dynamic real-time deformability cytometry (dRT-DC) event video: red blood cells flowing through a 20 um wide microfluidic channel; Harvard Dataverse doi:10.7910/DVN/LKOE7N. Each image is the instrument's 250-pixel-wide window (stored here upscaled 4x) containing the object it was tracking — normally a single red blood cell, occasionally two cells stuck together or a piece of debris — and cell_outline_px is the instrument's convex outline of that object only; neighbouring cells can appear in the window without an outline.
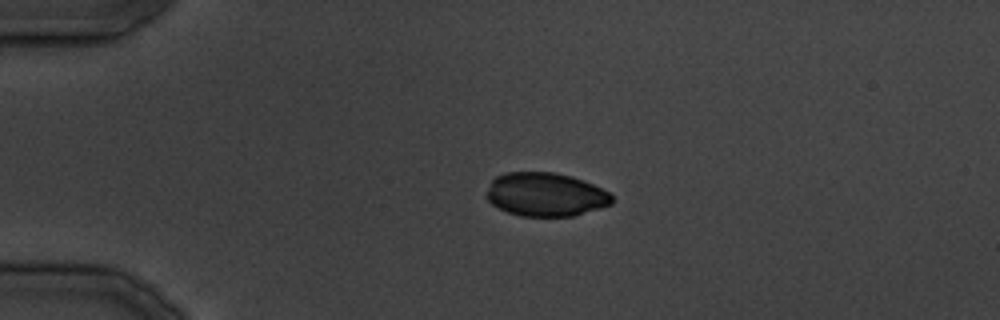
{"species": "common noctule bat (a hibernating species)", "species_latin": "Nyctalus noctula", "temperature_condition": "cold", "stored_images_in_passage": 29, "camera_frame_rate_fps": 3000, "um_per_image_px": 0.085, "animal": {"sex": "male", "body_mass_g": 19.5, "forearm_length_mm": 54.6}, "frame": {"image": 1, "passage_image": 1, "time_ms": 0.0, "image_size_px": [1000, 320], "cell_outline_px": [[612, 204], [600, 208], [572, 216], [520, 216], [508, 212], [492, 204], [484, 196], [492, 180], [496, 176], [504, 172], [556, 172], [572, 176], [584, 180], [608, 192], [612, 196]], "centroid_in_image_um": [46.35, 16.52], "position_along_channel_um": 38.7, "area_um2": 31.96}}
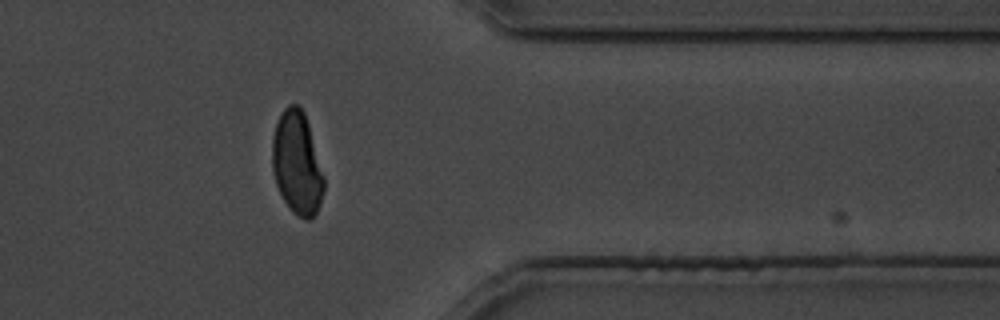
{"frame": {"image": 2, "passage_image": 22, "time_ms": 26.0, "image_size_px": [1000, 320], "cell_outline_px": [[324, 192], [320, 204], [312, 220], [304, 220], [296, 216], [288, 208], [276, 184], [272, 168], [272, 136], [276, 124], [284, 108], [288, 104], [296, 104], [304, 112], [308, 124], [324, 176]], "centroid_in_image_um": [25.24, 13.92], "position_along_channel_um": 386.2, "area_um2": 31.1}}
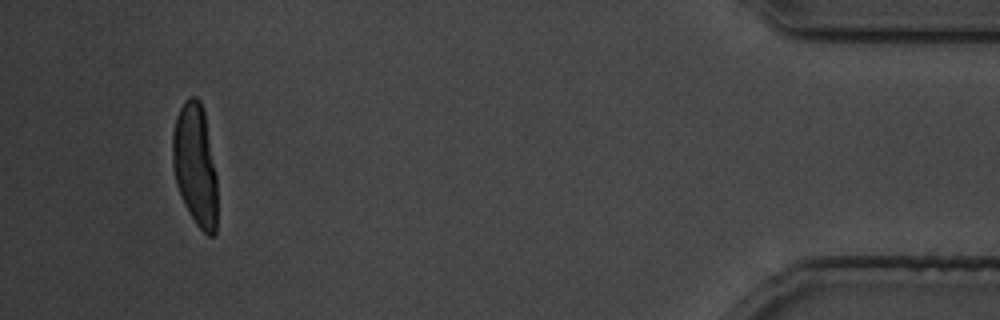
{"frame": {"image": 3, "passage_image": 27, "time_ms": 31.667, "image_size_px": [1000, 320], "cell_outline_px": [[216, 232], [212, 236], [208, 236], [196, 224], [184, 204], [176, 184], [172, 164], [172, 132], [176, 116], [184, 100], [188, 96], [196, 96], [200, 100], [204, 108], [216, 176]], "centroid_in_image_um": [16.57, 13.97], "position_along_channel_um": 418.6, "area_um2": 31.96}}